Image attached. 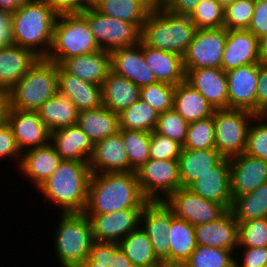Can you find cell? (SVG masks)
Segmentation results:
<instances>
[{
	"label": "cell",
	"mask_w": 267,
	"mask_h": 267,
	"mask_svg": "<svg viewBox=\"0 0 267 267\" xmlns=\"http://www.w3.org/2000/svg\"><path fill=\"white\" fill-rule=\"evenodd\" d=\"M90 4L106 16L136 24L140 29L147 15L159 5L155 0H91Z\"/></svg>",
	"instance_id": "29"
},
{
	"label": "cell",
	"mask_w": 267,
	"mask_h": 267,
	"mask_svg": "<svg viewBox=\"0 0 267 267\" xmlns=\"http://www.w3.org/2000/svg\"><path fill=\"white\" fill-rule=\"evenodd\" d=\"M50 140L62 160L89 162L92 156L94 144L77 124L50 133Z\"/></svg>",
	"instance_id": "27"
},
{
	"label": "cell",
	"mask_w": 267,
	"mask_h": 267,
	"mask_svg": "<svg viewBox=\"0 0 267 267\" xmlns=\"http://www.w3.org/2000/svg\"><path fill=\"white\" fill-rule=\"evenodd\" d=\"M110 66L111 71L127 78L139 88L158 82L145 63L142 42L111 51Z\"/></svg>",
	"instance_id": "18"
},
{
	"label": "cell",
	"mask_w": 267,
	"mask_h": 267,
	"mask_svg": "<svg viewBox=\"0 0 267 267\" xmlns=\"http://www.w3.org/2000/svg\"><path fill=\"white\" fill-rule=\"evenodd\" d=\"M267 116L256 115L255 124L251 122L248 130L247 148L245 153L250 156L267 160Z\"/></svg>",
	"instance_id": "48"
},
{
	"label": "cell",
	"mask_w": 267,
	"mask_h": 267,
	"mask_svg": "<svg viewBox=\"0 0 267 267\" xmlns=\"http://www.w3.org/2000/svg\"><path fill=\"white\" fill-rule=\"evenodd\" d=\"M254 7V0H235L224 8V28L226 30L248 29Z\"/></svg>",
	"instance_id": "46"
},
{
	"label": "cell",
	"mask_w": 267,
	"mask_h": 267,
	"mask_svg": "<svg viewBox=\"0 0 267 267\" xmlns=\"http://www.w3.org/2000/svg\"><path fill=\"white\" fill-rule=\"evenodd\" d=\"M214 136L216 149L225 158L241 155L246 151L250 122L256 114L247 110H215ZM254 119V120H253Z\"/></svg>",
	"instance_id": "8"
},
{
	"label": "cell",
	"mask_w": 267,
	"mask_h": 267,
	"mask_svg": "<svg viewBox=\"0 0 267 267\" xmlns=\"http://www.w3.org/2000/svg\"><path fill=\"white\" fill-rule=\"evenodd\" d=\"M185 81L215 110L228 109L227 74L221 68L184 69Z\"/></svg>",
	"instance_id": "20"
},
{
	"label": "cell",
	"mask_w": 267,
	"mask_h": 267,
	"mask_svg": "<svg viewBox=\"0 0 267 267\" xmlns=\"http://www.w3.org/2000/svg\"><path fill=\"white\" fill-rule=\"evenodd\" d=\"M159 5H161L165 0H155Z\"/></svg>",
	"instance_id": "66"
},
{
	"label": "cell",
	"mask_w": 267,
	"mask_h": 267,
	"mask_svg": "<svg viewBox=\"0 0 267 267\" xmlns=\"http://www.w3.org/2000/svg\"><path fill=\"white\" fill-rule=\"evenodd\" d=\"M0 33L4 34L11 41L10 12L4 9H0Z\"/></svg>",
	"instance_id": "58"
},
{
	"label": "cell",
	"mask_w": 267,
	"mask_h": 267,
	"mask_svg": "<svg viewBox=\"0 0 267 267\" xmlns=\"http://www.w3.org/2000/svg\"><path fill=\"white\" fill-rule=\"evenodd\" d=\"M157 267H183V265H174V264H166V263H162Z\"/></svg>",
	"instance_id": "65"
},
{
	"label": "cell",
	"mask_w": 267,
	"mask_h": 267,
	"mask_svg": "<svg viewBox=\"0 0 267 267\" xmlns=\"http://www.w3.org/2000/svg\"><path fill=\"white\" fill-rule=\"evenodd\" d=\"M218 4H220L223 8L231 5L235 0H215Z\"/></svg>",
	"instance_id": "64"
},
{
	"label": "cell",
	"mask_w": 267,
	"mask_h": 267,
	"mask_svg": "<svg viewBox=\"0 0 267 267\" xmlns=\"http://www.w3.org/2000/svg\"><path fill=\"white\" fill-rule=\"evenodd\" d=\"M226 39L227 30L224 27L196 29L183 56L184 69L221 68Z\"/></svg>",
	"instance_id": "11"
},
{
	"label": "cell",
	"mask_w": 267,
	"mask_h": 267,
	"mask_svg": "<svg viewBox=\"0 0 267 267\" xmlns=\"http://www.w3.org/2000/svg\"><path fill=\"white\" fill-rule=\"evenodd\" d=\"M230 211L238 223L267 218V182L251 193L233 198Z\"/></svg>",
	"instance_id": "38"
},
{
	"label": "cell",
	"mask_w": 267,
	"mask_h": 267,
	"mask_svg": "<svg viewBox=\"0 0 267 267\" xmlns=\"http://www.w3.org/2000/svg\"><path fill=\"white\" fill-rule=\"evenodd\" d=\"M197 29L224 27V8L215 0H201L189 16Z\"/></svg>",
	"instance_id": "44"
},
{
	"label": "cell",
	"mask_w": 267,
	"mask_h": 267,
	"mask_svg": "<svg viewBox=\"0 0 267 267\" xmlns=\"http://www.w3.org/2000/svg\"><path fill=\"white\" fill-rule=\"evenodd\" d=\"M119 133L129 158V172L136 171L150 159V132L120 129Z\"/></svg>",
	"instance_id": "40"
},
{
	"label": "cell",
	"mask_w": 267,
	"mask_h": 267,
	"mask_svg": "<svg viewBox=\"0 0 267 267\" xmlns=\"http://www.w3.org/2000/svg\"><path fill=\"white\" fill-rule=\"evenodd\" d=\"M100 50L87 20L80 13L58 14L46 59L60 65L64 60Z\"/></svg>",
	"instance_id": "6"
},
{
	"label": "cell",
	"mask_w": 267,
	"mask_h": 267,
	"mask_svg": "<svg viewBox=\"0 0 267 267\" xmlns=\"http://www.w3.org/2000/svg\"><path fill=\"white\" fill-rule=\"evenodd\" d=\"M119 248V244L116 242L94 241L90 248L89 257L97 262V265L109 267L111 256H114Z\"/></svg>",
	"instance_id": "52"
},
{
	"label": "cell",
	"mask_w": 267,
	"mask_h": 267,
	"mask_svg": "<svg viewBox=\"0 0 267 267\" xmlns=\"http://www.w3.org/2000/svg\"><path fill=\"white\" fill-rule=\"evenodd\" d=\"M223 156L216 148H182L178 157L179 175L182 187H188L198 177L210 171Z\"/></svg>",
	"instance_id": "32"
},
{
	"label": "cell",
	"mask_w": 267,
	"mask_h": 267,
	"mask_svg": "<svg viewBox=\"0 0 267 267\" xmlns=\"http://www.w3.org/2000/svg\"><path fill=\"white\" fill-rule=\"evenodd\" d=\"M175 85L157 82L140 88V99L158 114L173 109Z\"/></svg>",
	"instance_id": "42"
},
{
	"label": "cell",
	"mask_w": 267,
	"mask_h": 267,
	"mask_svg": "<svg viewBox=\"0 0 267 267\" xmlns=\"http://www.w3.org/2000/svg\"><path fill=\"white\" fill-rule=\"evenodd\" d=\"M57 93L58 64L46 58H39L26 75L9 90L10 108L38 111Z\"/></svg>",
	"instance_id": "5"
},
{
	"label": "cell",
	"mask_w": 267,
	"mask_h": 267,
	"mask_svg": "<svg viewBox=\"0 0 267 267\" xmlns=\"http://www.w3.org/2000/svg\"><path fill=\"white\" fill-rule=\"evenodd\" d=\"M39 116L50 133L77 124L79 110L69 98L59 92L39 109Z\"/></svg>",
	"instance_id": "35"
},
{
	"label": "cell",
	"mask_w": 267,
	"mask_h": 267,
	"mask_svg": "<svg viewBox=\"0 0 267 267\" xmlns=\"http://www.w3.org/2000/svg\"><path fill=\"white\" fill-rule=\"evenodd\" d=\"M201 0H165L161 6L178 16H190Z\"/></svg>",
	"instance_id": "55"
},
{
	"label": "cell",
	"mask_w": 267,
	"mask_h": 267,
	"mask_svg": "<svg viewBox=\"0 0 267 267\" xmlns=\"http://www.w3.org/2000/svg\"><path fill=\"white\" fill-rule=\"evenodd\" d=\"M12 44L11 41L4 35L0 33V49Z\"/></svg>",
	"instance_id": "63"
},
{
	"label": "cell",
	"mask_w": 267,
	"mask_h": 267,
	"mask_svg": "<svg viewBox=\"0 0 267 267\" xmlns=\"http://www.w3.org/2000/svg\"><path fill=\"white\" fill-rule=\"evenodd\" d=\"M247 30L258 39L267 35V0H255L252 20Z\"/></svg>",
	"instance_id": "51"
},
{
	"label": "cell",
	"mask_w": 267,
	"mask_h": 267,
	"mask_svg": "<svg viewBox=\"0 0 267 267\" xmlns=\"http://www.w3.org/2000/svg\"><path fill=\"white\" fill-rule=\"evenodd\" d=\"M7 123L22 153L27 148L42 147L50 143V131L43 124L38 111L9 108Z\"/></svg>",
	"instance_id": "17"
},
{
	"label": "cell",
	"mask_w": 267,
	"mask_h": 267,
	"mask_svg": "<svg viewBox=\"0 0 267 267\" xmlns=\"http://www.w3.org/2000/svg\"><path fill=\"white\" fill-rule=\"evenodd\" d=\"M173 109L188 123L213 116L215 109L186 81L175 86Z\"/></svg>",
	"instance_id": "34"
},
{
	"label": "cell",
	"mask_w": 267,
	"mask_h": 267,
	"mask_svg": "<svg viewBox=\"0 0 267 267\" xmlns=\"http://www.w3.org/2000/svg\"><path fill=\"white\" fill-rule=\"evenodd\" d=\"M189 16L170 13L161 5L151 11L141 28V42L149 47L185 55L196 32Z\"/></svg>",
	"instance_id": "4"
},
{
	"label": "cell",
	"mask_w": 267,
	"mask_h": 267,
	"mask_svg": "<svg viewBox=\"0 0 267 267\" xmlns=\"http://www.w3.org/2000/svg\"><path fill=\"white\" fill-rule=\"evenodd\" d=\"M118 244L134 267H157L163 263L155 254L146 232L140 225Z\"/></svg>",
	"instance_id": "37"
},
{
	"label": "cell",
	"mask_w": 267,
	"mask_h": 267,
	"mask_svg": "<svg viewBox=\"0 0 267 267\" xmlns=\"http://www.w3.org/2000/svg\"><path fill=\"white\" fill-rule=\"evenodd\" d=\"M57 15L49 3L26 0L17 10L10 12L11 43L33 51L40 58H46L51 48Z\"/></svg>",
	"instance_id": "2"
},
{
	"label": "cell",
	"mask_w": 267,
	"mask_h": 267,
	"mask_svg": "<svg viewBox=\"0 0 267 267\" xmlns=\"http://www.w3.org/2000/svg\"><path fill=\"white\" fill-rule=\"evenodd\" d=\"M135 172L141 191L148 201H165L182 187L178 160L149 159Z\"/></svg>",
	"instance_id": "10"
},
{
	"label": "cell",
	"mask_w": 267,
	"mask_h": 267,
	"mask_svg": "<svg viewBox=\"0 0 267 267\" xmlns=\"http://www.w3.org/2000/svg\"><path fill=\"white\" fill-rule=\"evenodd\" d=\"M77 125L94 144L119 133V114L102 105L98 108L79 112Z\"/></svg>",
	"instance_id": "33"
},
{
	"label": "cell",
	"mask_w": 267,
	"mask_h": 267,
	"mask_svg": "<svg viewBox=\"0 0 267 267\" xmlns=\"http://www.w3.org/2000/svg\"><path fill=\"white\" fill-rule=\"evenodd\" d=\"M26 0H0V9L8 12L17 10Z\"/></svg>",
	"instance_id": "60"
},
{
	"label": "cell",
	"mask_w": 267,
	"mask_h": 267,
	"mask_svg": "<svg viewBox=\"0 0 267 267\" xmlns=\"http://www.w3.org/2000/svg\"><path fill=\"white\" fill-rule=\"evenodd\" d=\"M55 232L57 261L62 267H78L90 253L94 242L91 224L85 213H62Z\"/></svg>",
	"instance_id": "7"
},
{
	"label": "cell",
	"mask_w": 267,
	"mask_h": 267,
	"mask_svg": "<svg viewBox=\"0 0 267 267\" xmlns=\"http://www.w3.org/2000/svg\"><path fill=\"white\" fill-rule=\"evenodd\" d=\"M228 109L247 110L256 114L259 63H252L226 72Z\"/></svg>",
	"instance_id": "15"
},
{
	"label": "cell",
	"mask_w": 267,
	"mask_h": 267,
	"mask_svg": "<svg viewBox=\"0 0 267 267\" xmlns=\"http://www.w3.org/2000/svg\"><path fill=\"white\" fill-rule=\"evenodd\" d=\"M41 1H44L46 3H50L52 0H41Z\"/></svg>",
	"instance_id": "68"
},
{
	"label": "cell",
	"mask_w": 267,
	"mask_h": 267,
	"mask_svg": "<svg viewBox=\"0 0 267 267\" xmlns=\"http://www.w3.org/2000/svg\"><path fill=\"white\" fill-rule=\"evenodd\" d=\"M189 123L174 109L159 114L155 132L177 141L182 146L186 140Z\"/></svg>",
	"instance_id": "47"
},
{
	"label": "cell",
	"mask_w": 267,
	"mask_h": 267,
	"mask_svg": "<svg viewBox=\"0 0 267 267\" xmlns=\"http://www.w3.org/2000/svg\"><path fill=\"white\" fill-rule=\"evenodd\" d=\"M164 203L175 217L186 220L193 226L217 220L228 211L222 204L204 199L188 187L178 188Z\"/></svg>",
	"instance_id": "12"
},
{
	"label": "cell",
	"mask_w": 267,
	"mask_h": 267,
	"mask_svg": "<svg viewBox=\"0 0 267 267\" xmlns=\"http://www.w3.org/2000/svg\"><path fill=\"white\" fill-rule=\"evenodd\" d=\"M40 57L33 51L10 44L0 49V86L8 92Z\"/></svg>",
	"instance_id": "26"
},
{
	"label": "cell",
	"mask_w": 267,
	"mask_h": 267,
	"mask_svg": "<svg viewBox=\"0 0 267 267\" xmlns=\"http://www.w3.org/2000/svg\"><path fill=\"white\" fill-rule=\"evenodd\" d=\"M91 170L88 161L63 160L38 190L62 213H84Z\"/></svg>",
	"instance_id": "3"
},
{
	"label": "cell",
	"mask_w": 267,
	"mask_h": 267,
	"mask_svg": "<svg viewBox=\"0 0 267 267\" xmlns=\"http://www.w3.org/2000/svg\"><path fill=\"white\" fill-rule=\"evenodd\" d=\"M78 267H106L103 265H97L89 256Z\"/></svg>",
	"instance_id": "62"
},
{
	"label": "cell",
	"mask_w": 267,
	"mask_h": 267,
	"mask_svg": "<svg viewBox=\"0 0 267 267\" xmlns=\"http://www.w3.org/2000/svg\"><path fill=\"white\" fill-rule=\"evenodd\" d=\"M51 7L58 13H79L85 3L82 0H52Z\"/></svg>",
	"instance_id": "56"
},
{
	"label": "cell",
	"mask_w": 267,
	"mask_h": 267,
	"mask_svg": "<svg viewBox=\"0 0 267 267\" xmlns=\"http://www.w3.org/2000/svg\"><path fill=\"white\" fill-rule=\"evenodd\" d=\"M244 250L242 264L235 262V267H261L267 264V247L248 248L242 247Z\"/></svg>",
	"instance_id": "54"
},
{
	"label": "cell",
	"mask_w": 267,
	"mask_h": 267,
	"mask_svg": "<svg viewBox=\"0 0 267 267\" xmlns=\"http://www.w3.org/2000/svg\"><path fill=\"white\" fill-rule=\"evenodd\" d=\"M109 267H134L131 261L126 257L124 252L119 248L114 256H111Z\"/></svg>",
	"instance_id": "59"
},
{
	"label": "cell",
	"mask_w": 267,
	"mask_h": 267,
	"mask_svg": "<svg viewBox=\"0 0 267 267\" xmlns=\"http://www.w3.org/2000/svg\"><path fill=\"white\" fill-rule=\"evenodd\" d=\"M267 114V63H259L256 115Z\"/></svg>",
	"instance_id": "53"
},
{
	"label": "cell",
	"mask_w": 267,
	"mask_h": 267,
	"mask_svg": "<svg viewBox=\"0 0 267 267\" xmlns=\"http://www.w3.org/2000/svg\"><path fill=\"white\" fill-rule=\"evenodd\" d=\"M143 208L117 210L110 214H86L89 218L94 241L119 243L140 224Z\"/></svg>",
	"instance_id": "14"
},
{
	"label": "cell",
	"mask_w": 267,
	"mask_h": 267,
	"mask_svg": "<svg viewBox=\"0 0 267 267\" xmlns=\"http://www.w3.org/2000/svg\"><path fill=\"white\" fill-rule=\"evenodd\" d=\"M252 63H260L259 39L247 29L227 30L221 69L227 72Z\"/></svg>",
	"instance_id": "21"
},
{
	"label": "cell",
	"mask_w": 267,
	"mask_h": 267,
	"mask_svg": "<svg viewBox=\"0 0 267 267\" xmlns=\"http://www.w3.org/2000/svg\"><path fill=\"white\" fill-rule=\"evenodd\" d=\"M260 63H267V35L259 39Z\"/></svg>",
	"instance_id": "61"
},
{
	"label": "cell",
	"mask_w": 267,
	"mask_h": 267,
	"mask_svg": "<svg viewBox=\"0 0 267 267\" xmlns=\"http://www.w3.org/2000/svg\"><path fill=\"white\" fill-rule=\"evenodd\" d=\"M238 247H267V218L240 222Z\"/></svg>",
	"instance_id": "45"
},
{
	"label": "cell",
	"mask_w": 267,
	"mask_h": 267,
	"mask_svg": "<svg viewBox=\"0 0 267 267\" xmlns=\"http://www.w3.org/2000/svg\"><path fill=\"white\" fill-rule=\"evenodd\" d=\"M174 217L173 211L164 201H149L140 216V224L143 223L140 226L146 232L155 254L166 264H169L170 248L168 228Z\"/></svg>",
	"instance_id": "13"
},
{
	"label": "cell",
	"mask_w": 267,
	"mask_h": 267,
	"mask_svg": "<svg viewBox=\"0 0 267 267\" xmlns=\"http://www.w3.org/2000/svg\"><path fill=\"white\" fill-rule=\"evenodd\" d=\"M9 108V92L0 86V125L7 122Z\"/></svg>",
	"instance_id": "57"
},
{
	"label": "cell",
	"mask_w": 267,
	"mask_h": 267,
	"mask_svg": "<svg viewBox=\"0 0 267 267\" xmlns=\"http://www.w3.org/2000/svg\"><path fill=\"white\" fill-rule=\"evenodd\" d=\"M182 145L169 137L150 132V159L178 160Z\"/></svg>",
	"instance_id": "49"
},
{
	"label": "cell",
	"mask_w": 267,
	"mask_h": 267,
	"mask_svg": "<svg viewBox=\"0 0 267 267\" xmlns=\"http://www.w3.org/2000/svg\"><path fill=\"white\" fill-rule=\"evenodd\" d=\"M233 251L197 245L183 267H235Z\"/></svg>",
	"instance_id": "41"
},
{
	"label": "cell",
	"mask_w": 267,
	"mask_h": 267,
	"mask_svg": "<svg viewBox=\"0 0 267 267\" xmlns=\"http://www.w3.org/2000/svg\"><path fill=\"white\" fill-rule=\"evenodd\" d=\"M85 4L90 3L91 0H82Z\"/></svg>",
	"instance_id": "67"
},
{
	"label": "cell",
	"mask_w": 267,
	"mask_h": 267,
	"mask_svg": "<svg viewBox=\"0 0 267 267\" xmlns=\"http://www.w3.org/2000/svg\"><path fill=\"white\" fill-rule=\"evenodd\" d=\"M58 92L71 100L79 112L102 106L101 85L84 81L58 65Z\"/></svg>",
	"instance_id": "24"
},
{
	"label": "cell",
	"mask_w": 267,
	"mask_h": 267,
	"mask_svg": "<svg viewBox=\"0 0 267 267\" xmlns=\"http://www.w3.org/2000/svg\"><path fill=\"white\" fill-rule=\"evenodd\" d=\"M229 161L232 198L251 193L267 182V160L244 152L230 158Z\"/></svg>",
	"instance_id": "16"
},
{
	"label": "cell",
	"mask_w": 267,
	"mask_h": 267,
	"mask_svg": "<svg viewBox=\"0 0 267 267\" xmlns=\"http://www.w3.org/2000/svg\"><path fill=\"white\" fill-rule=\"evenodd\" d=\"M22 152L16 142L10 125L6 122L0 125V159L14 157L20 163Z\"/></svg>",
	"instance_id": "50"
},
{
	"label": "cell",
	"mask_w": 267,
	"mask_h": 267,
	"mask_svg": "<svg viewBox=\"0 0 267 267\" xmlns=\"http://www.w3.org/2000/svg\"><path fill=\"white\" fill-rule=\"evenodd\" d=\"M89 168L91 173L129 172V158L120 133L94 143Z\"/></svg>",
	"instance_id": "23"
},
{
	"label": "cell",
	"mask_w": 267,
	"mask_h": 267,
	"mask_svg": "<svg viewBox=\"0 0 267 267\" xmlns=\"http://www.w3.org/2000/svg\"><path fill=\"white\" fill-rule=\"evenodd\" d=\"M197 245L234 250L238 248L239 223L228 210L219 219L195 225Z\"/></svg>",
	"instance_id": "22"
},
{
	"label": "cell",
	"mask_w": 267,
	"mask_h": 267,
	"mask_svg": "<svg viewBox=\"0 0 267 267\" xmlns=\"http://www.w3.org/2000/svg\"><path fill=\"white\" fill-rule=\"evenodd\" d=\"M61 156L55 148L48 145L27 149L22 153L19 169L33 182L34 187H39L47 180L62 162Z\"/></svg>",
	"instance_id": "25"
},
{
	"label": "cell",
	"mask_w": 267,
	"mask_h": 267,
	"mask_svg": "<svg viewBox=\"0 0 267 267\" xmlns=\"http://www.w3.org/2000/svg\"><path fill=\"white\" fill-rule=\"evenodd\" d=\"M169 264L183 265L197 246L194 226L174 217L168 228Z\"/></svg>",
	"instance_id": "36"
},
{
	"label": "cell",
	"mask_w": 267,
	"mask_h": 267,
	"mask_svg": "<svg viewBox=\"0 0 267 267\" xmlns=\"http://www.w3.org/2000/svg\"><path fill=\"white\" fill-rule=\"evenodd\" d=\"M79 13L87 20L101 50L111 52L141 42V29L136 24L106 16L90 3L85 4Z\"/></svg>",
	"instance_id": "9"
},
{
	"label": "cell",
	"mask_w": 267,
	"mask_h": 267,
	"mask_svg": "<svg viewBox=\"0 0 267 267\" xmlns=\"http://www.w3.org/2000/svg\"><path fill=\"white\" fill-rule=\"evenodd\" d=\"M182 148H189V149L216 148L213 116L189 123L186 140Z\"/></svg>",
	"instance_id": "43"
},
{
	"label": "cell",
	"mask_w": 267,
	"mask_h": 267,
	"mask_svg": "<svg viewBox=\"0 0 267 267\" xmlns=\"http://www.w3.org/2000/svg\"><path fill=\"white\" fill-rule=\"evenodd\" d=\"M144 197L135 171L91 173L85 214H110L128 208H143Z\"/></svg>",
	"instance_id": "1"
},
{
	"label": "cell",
	"mask_w": 267,
	"mask_h": 267,
	"mask_svg": "<svg viewBox=\"0 0 267 267\" xmlns=\"http://www.w3.org/2000/svg\"><path fill=\"white\" fill-rule=\"evenodd\" d=\"M145 63L158 82L178 85L185 81L183 57L179 54L162 51L143 44Z\"/></svg>",
	"instance_id": "31"
},
{
	"label": "cell",
	"mask_w": 267,
	"mask_h": 267,
	"mask_svg": "<svg viewBox=\"0 0 267 267\" xmlns=\"http://www.w3.org/2000/svg\"><path fill=\"white\" fill-rule=\"evenodd\" d=\"M188 188L204 199L222 204L227 210L232 205L230 191V161L223 157L210 171L198 177Z\"/></svg>",
	"instance_id": "19"
},
{
	"label": "cell",
	"mask_w": 267,
	"mask_h": 267,
	"mask_svg": "<svg viewBox=\"0 0 267 267\" xmlns=\"http://www.w3.org/2000/svg\"><path fill=\"white\" fill-rule=\"evenodd\" d=\"M101 93L103 106L117 114L140 99V88L111 70L101 84Z\"/></svg>",
	"instance_id": "30"
},
{
	"label": "cell",
	"mask_w": 267,
	"mask_h": 267,
	"mask_svg": "<svg viewBox=\"0 0 267 267\" xmlns=\"http://www.w3.org/2000/svg\"><path fill=\"white\" fill-rule=\"evenodd\" d=\"M60 66L84 81L101 85L111 70L110 52L100 49L90 54L74 56L64 60Z\"/></svg>",
	"instance_id": "28"
},
{
	"label": "cell",
	"mask_w": 267,
	"mask_h": 267,
	"mask_svg": "<svg viewBox=\"0 0 267 267\" xmlns=\"http://www.w3.org/2000/svg\"><path fill=\"white\" fill-rule=\"evenodd\" d=\"M159 114L139 99L119 114L120 129L153 132Z\"/></svg>",
	"instance_id": "39"
}]
</instances>
